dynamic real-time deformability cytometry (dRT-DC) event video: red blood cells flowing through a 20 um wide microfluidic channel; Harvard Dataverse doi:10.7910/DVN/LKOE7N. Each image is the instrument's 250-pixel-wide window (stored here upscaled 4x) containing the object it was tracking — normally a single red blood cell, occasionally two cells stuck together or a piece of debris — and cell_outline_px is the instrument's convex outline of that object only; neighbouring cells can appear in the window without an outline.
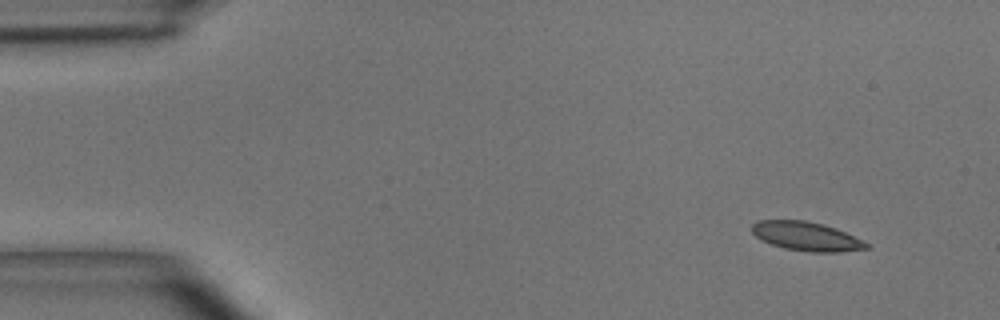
{"species": "common noctule bat (a hibernating species)", "species_latin": "Nyctalus noctula", "temperature_condition": "room temperature", "stored_images_in_passage": 5, "camera_frame_rate_fps": 3000, "um_per_image_px": 0.085, "animal": {"sex": "male", "body_mass_g": 15.6}, "frame": {"image": 1, "passage_image": 2, "time_ms": 0.333, "image_size_px": [1000, 320], "cell_outline_px": [[872, 248], [840, 252], [812, 252], [784, 248], [772, 244], [756, 236], [752, 232], [752, 224], [756, 220], [804, 220], [824, 224], [836, 228], [872, 244]], "centroid_in_image_um": [68.61, 20.08], "position_along_channel_um": 16.4, "area_um2": 19.42}}